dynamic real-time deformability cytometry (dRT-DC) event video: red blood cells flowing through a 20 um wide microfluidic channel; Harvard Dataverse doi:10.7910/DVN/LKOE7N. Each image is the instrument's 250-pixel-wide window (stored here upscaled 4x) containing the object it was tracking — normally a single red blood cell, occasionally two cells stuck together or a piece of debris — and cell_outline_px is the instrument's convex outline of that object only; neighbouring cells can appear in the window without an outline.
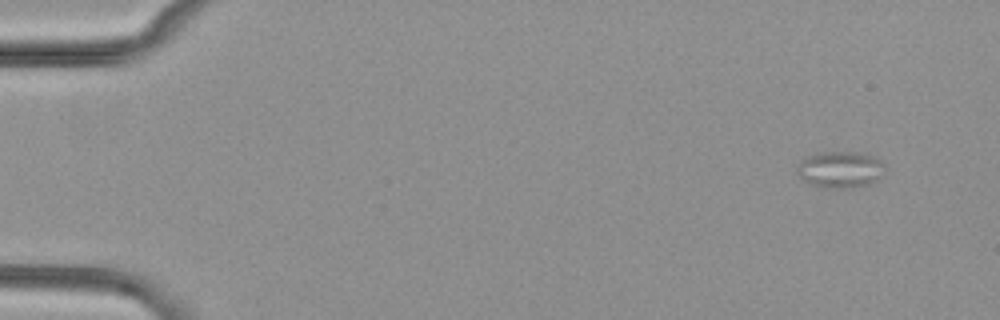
{"species": "common noctule bat (a hibernating species)", "species_latin": "Nyctalus noctula", "temperature_condition": "cold", "stored_images_in_passage": 7, "camera_frame_rate_fps": 3000, "um_per_image_px": 0.085, "animal": {"sex": "female", "body_mass_g": 29.2, "forearm_length_mm": 56.3}, "frame": {"image": 1, "passage_image": 1, "time_ms": 0.0, "image_size_px": [1000, 320], "cell_outline_px": [[884, 168], [880, 176], [876, 180], [868, 184], [840, 188], [824, 188], [808, 184], [796, 172], [796, 168], [800, 160], [808, 156], [820, 152], [860, 152], [872, 156], [880, 160], [884, 164]], "centroid_in_image_um": [71.37, 14.4], "position_along_channel_um": 13.6, "area_um2": 18.61}}
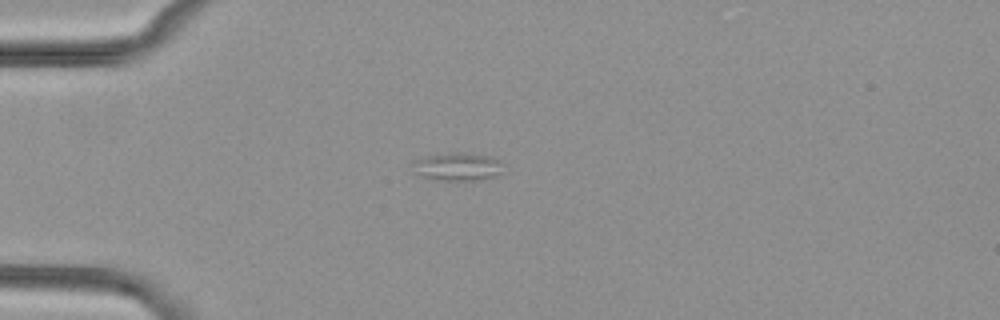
{"frame": {"image": 2, "passage_image": 4, "time_ms": 3.667, "image_size_px": [1000, 320], "cell_outline_px": [[508, 172], [496, 176], [476, 180], [436, 180], [412, 172], [416, 160], [428, 156], [452, 152], [464, 152], [488, 156], [500, 160]], "centroid_in_image_um": [39.0, 14.17], "position_along_channel_um": 46.0, "area_um2": 14.97}}